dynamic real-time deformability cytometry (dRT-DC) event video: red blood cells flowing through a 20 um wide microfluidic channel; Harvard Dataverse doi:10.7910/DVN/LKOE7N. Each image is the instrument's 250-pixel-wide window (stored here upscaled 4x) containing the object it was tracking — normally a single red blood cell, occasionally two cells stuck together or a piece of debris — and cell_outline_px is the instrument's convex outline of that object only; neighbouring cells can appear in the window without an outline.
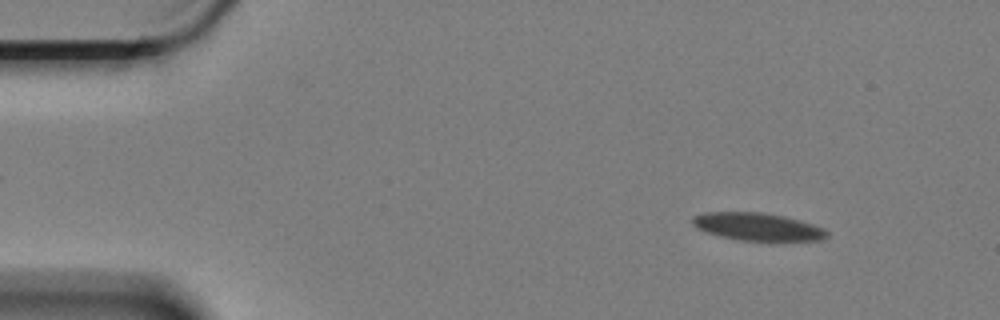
{"species": "Egyptian fruit bat (a non-hibernating species)", "species_latin": "Rousettus aegyptiacus", "temperature_condition": "cold", "stored_images_in_passage": 5, "camera_frame_rate_fps": 3000, "um_per_image_px": 0.085, "animal": {"sex": "female"}, "frame": {"image": 1, "passage_image": 1, "time_ms": 0.0, "image_size_px": [1000, 320], "cell_outline_px": [[828, 236], [824, 240], [740, 240], [720, 236], [696, 228], [692, 224], [692, 216], [704, 212], [760, 212], [784, 216], [800, 220], [824, 228], [828, 232]], "centroid_in_image_um": [64.38, 19.26], "position_along_channel_um": 20.6, "area_um2": 21.56}}
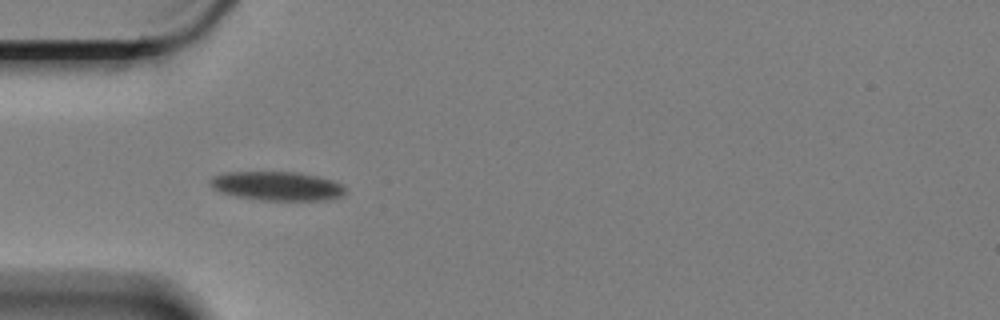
{"frame": {"image": 2, "passage_image": 4, "time_ms": 1.0, "image_size_px": [1000, 320], "cell_outline_px": [[344, 192], [340, 196], [320, 200], [264, 200], [240, 196], [224, 192], [212, 188], [208, 180], [212, 176], [224, 172], [296, 172], [316, 176], [332, 180], [344, 184]], "centroid_in_image_um": [23.53, 15.79], "position_along_channel_um": 61.5, "area_um2": 22.48}}
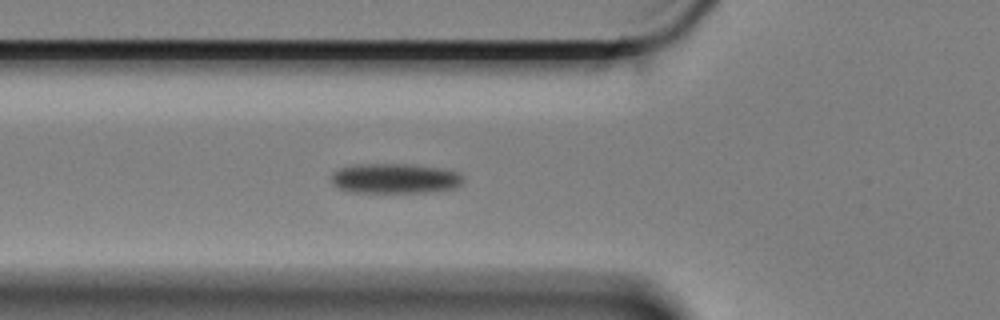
{"frame": {"image": 3, "passage_image": 5, "time_ms": 1.333, "image_size_px": [1000, 320], "cell_outline_px": [[464, 180], [456, 188], [436, 192], [348, 192], [332, 184], [332, 172], [340, 168], [356, 164], [412, 164], [440, 168], [456, 172]], "centroid_in_image_um": [33.56, 15.17], "position_along_channel_um": 92.2, "area_um2": 23.12}}